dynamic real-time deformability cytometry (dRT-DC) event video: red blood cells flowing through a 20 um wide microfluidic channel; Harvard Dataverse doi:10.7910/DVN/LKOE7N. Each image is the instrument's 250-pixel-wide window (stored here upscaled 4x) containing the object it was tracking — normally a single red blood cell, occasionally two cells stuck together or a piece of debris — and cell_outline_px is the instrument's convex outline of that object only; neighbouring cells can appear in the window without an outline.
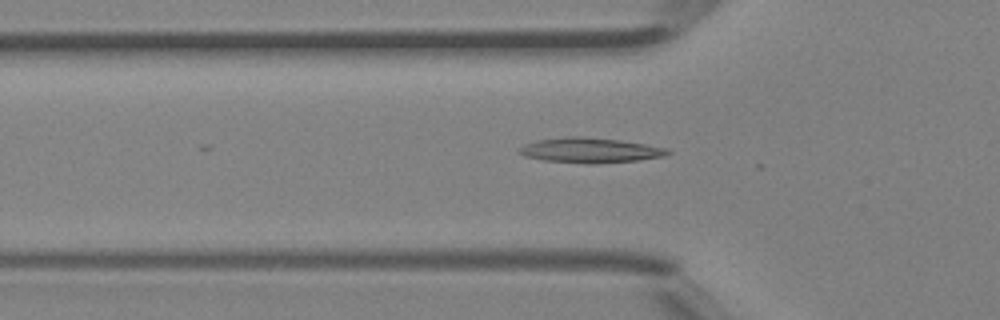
{"species": "Egyptian fruit bat (a non-hibernating species)", "species_latin": "Rousettus aegyptiacus", "temperature_condition": "room temperature", "stored_images_in_passage": 20, "camera_frame_rate_fps": 3000, "um_per_image_px": 0.085, "animal": {"sex": "female"}, "frame": {"image": 1, "passage_image": 16, "time_ms": 5.0, "image_size_px": [1000, 320], "cell_outline_px": [[672, 152], [664, 156], [636, 160], [596, 164], [588, 164], [544, 160], [524, 156], [520, 152], [520, 148], [524, 144], [536, 140], [568, 136], [584, 136], [620, 140], [668, 148]], "centroid_in_image_um": [50.16, 12.77], "position_along_channel_um": 75.6, "area_um2": 21.62}}
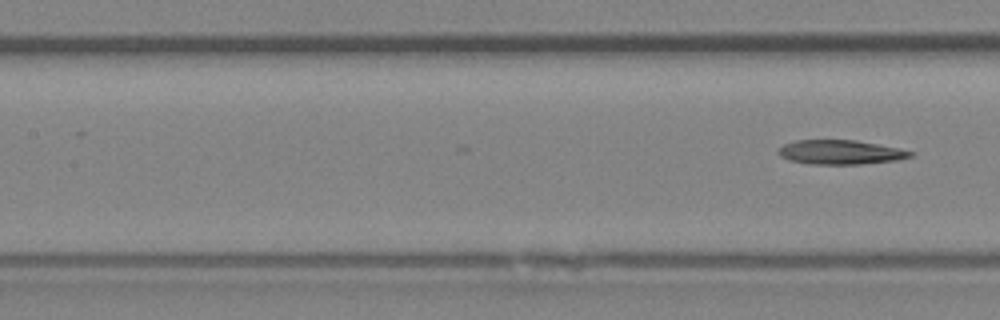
{"frame": {"image": 2, "passage_image": 20, "time_ms": 6.333, "image_size_px": [1000, 320], "cell_outline_px": [[916, 152], [912, 156], [896, 160], [860, 164], [812, 164], [788, 160], [780, 156], [776, 152], [784, 144], [796, 140], [856, 140], [900, 148]], "centroid_in_image_um": [71.44, 12.93], "position_along_channel_um": 136.0, "area_um2": 18.73}}